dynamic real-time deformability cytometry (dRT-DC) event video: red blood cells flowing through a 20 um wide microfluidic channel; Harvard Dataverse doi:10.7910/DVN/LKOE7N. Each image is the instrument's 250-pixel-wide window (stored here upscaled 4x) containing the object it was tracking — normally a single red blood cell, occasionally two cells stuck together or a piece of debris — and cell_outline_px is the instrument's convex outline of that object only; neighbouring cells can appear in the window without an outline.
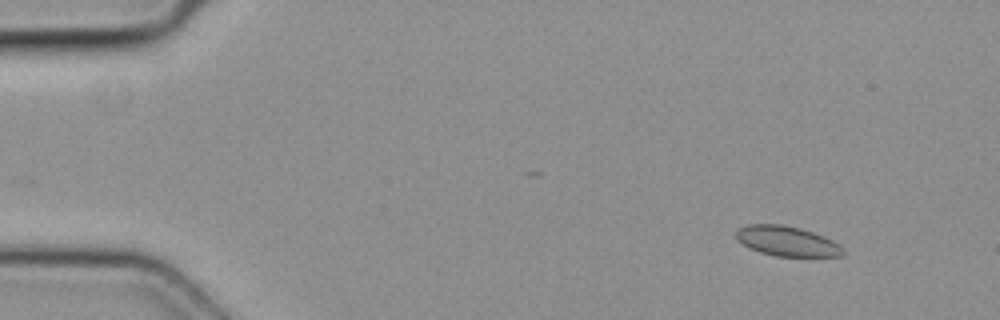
{"species": "common noctule bat (a hibernating species)", "species_latin": "Nyctalus noctula", "temperature_condition": "cold", "stored_images_in_passage": 50, "camera_frame_rate_fps": 3000, "um_per_image_px": 0.085, "animal": {"sex": "female", "body_mass_g": 19.3, "forearm_length_mm": 54.1}, "frame": {"image": 1, "passage_image": 5, "time_ms": 1.333, "image_size_px": [1000, 320], "cell_outline_px": [[844, 252], [840, 256], [776, 256], [760, 252], [748, 248], [736, 240], [736, 228], [748, 224], [780, 224], [800, 228], [824, 236], [840, 244], [844, 248]], "centroid_in_image_um": [66.85, 20.49], "position_along_channel_um": 18.1, "area_um2": 18.79}}
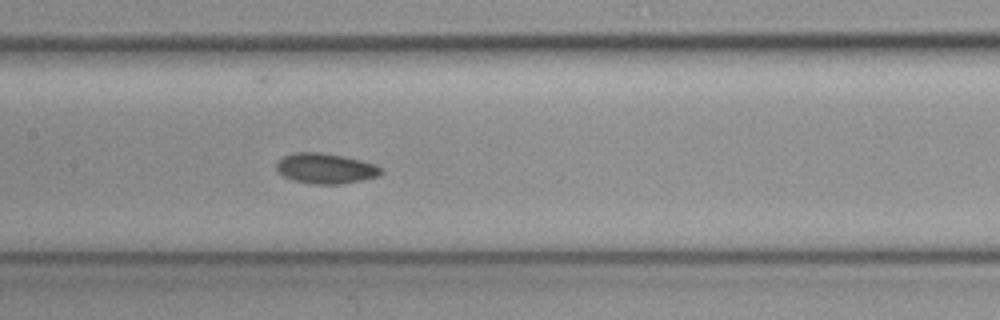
{"frame": {"image": 2, "passage_image": 24, "time_ms": 7.667, "image_size_px": [1000, 320], "cell_outline_px": [[384, 172], [380, 176], [340, 184], [312, 184], [292, 180], [284, 176], [276, 168], [276, 164], [284, 156], [296, 152], [320, 152], [344, 156], [376, 164], [384, 168]], "centroid_in_image_um": [27.72, 14.32], "position_along_channel_um": 179.7, "area_um2": 18.55}}
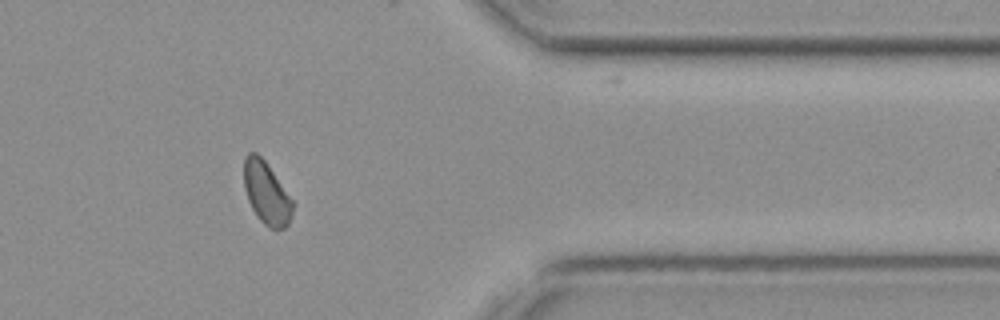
{"frame": {"image": 3, "passage_image": 40, "time_ms": 13.0, "image_size_px": [1000, 320], "cell_outline_px": [[292, 216], [288, 224], [284, 228], [276, 232], [264, 224], [256, 216], [248, 200], [244, 188], [244, 156], [248, 152], [256, 152], [264, 160], [292, 200]], "centroid_in_image_um": [22.63, 16.44], "position_along_channel_um": 388.8, "area_um2": 17.63}}